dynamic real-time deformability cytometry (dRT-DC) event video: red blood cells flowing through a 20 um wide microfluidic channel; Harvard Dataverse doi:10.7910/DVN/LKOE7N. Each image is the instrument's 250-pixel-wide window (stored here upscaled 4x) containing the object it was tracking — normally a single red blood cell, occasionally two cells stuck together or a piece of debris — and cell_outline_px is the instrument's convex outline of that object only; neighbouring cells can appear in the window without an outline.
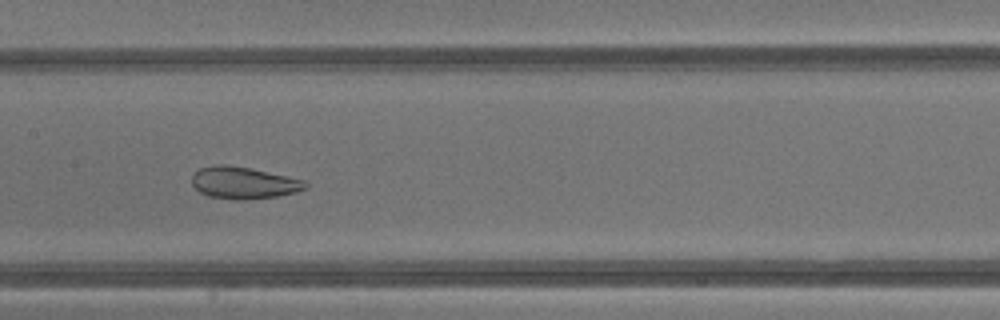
{"species": "common noctule bat (a hibernating species)", "species_latin": "Nyctalus noctula", "temperature_condition": "warm", "stored_images_in_passage": 38, "camera_frame_rate_fps": 3000, "um_per_image_px": 0.085, "animal": {"sex": "male", "body_mass_g": 13.3}, "frame": {"image": 1, "passage_image": 17, "time_ms": 5.333, "image_size_px": [1000, 320], "cell_outline_px": [[308, 184], [304, 188], [296, 192], [276, 196], [208, 196], [200, 192], [192, 184], [192, 176], [200, 168], [216, 164], [224, 164], [252, 168], [308, 180]], "centroid_in_image_um": [20.75, 15.46], "position_along_channel_um": 186.7, "area_um2": 20.17}}
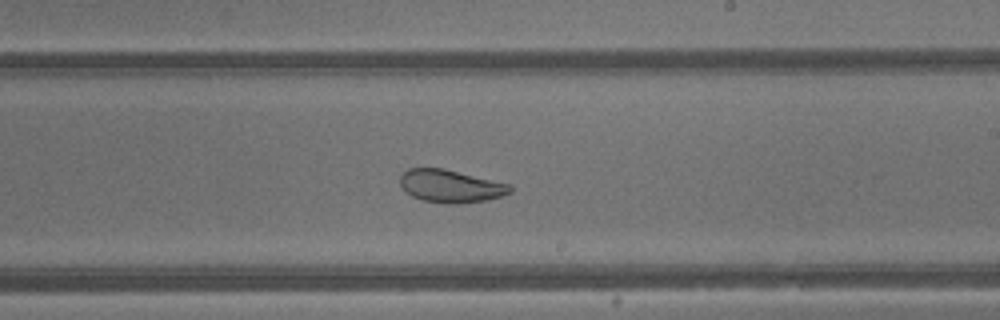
{"frame": {"image": 2, "passage_image": 21, "time_ms": 6.667, "image_size_px": [1000, 320], "cell_outline_px": [[512, 192], [488, 200], [456, 204], [448, 204], [424, 200], [412, 196], [400, 184], [400, 176], [408, 168], [444, 168], [512, 184]], "centroid_in_image_um": [38.35, 15.81], "position_along_channel_um": 250.7, "area_um2": 21.04}}
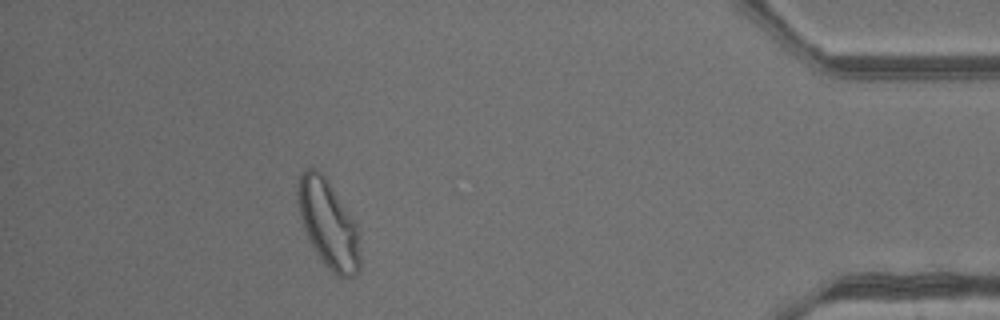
{"frame": {"image": 3, "passage_image": 34, "time_ms": 11.0, "image_size_px": [1000, 320], "cell_outline_px": [[360, 268], [356, 276], [340, 280], [332, 272], [320, 256], [312, 244], [304, 228], [300, 216], [296, 200], [296, 192], [300, 176], [304, 168], [316, 168], [324, 172], [356, 224], [360, 260]], "centroid_in_image_um": [27.9, 19.0], "position_along_channel_um": 407.3, "area_um2": 31.91}, "authors_computed_cell_mechanics": {"area_um2": 29.0156, "velocity_mm_per_s": 4.8302, "shape_relaxation_time_tau1_ms": null, "shape_relaxation_time_tau2_ms": 1.0718, "deformation_change_tau1": null, "deformation_change_tau2": 0.0727}}